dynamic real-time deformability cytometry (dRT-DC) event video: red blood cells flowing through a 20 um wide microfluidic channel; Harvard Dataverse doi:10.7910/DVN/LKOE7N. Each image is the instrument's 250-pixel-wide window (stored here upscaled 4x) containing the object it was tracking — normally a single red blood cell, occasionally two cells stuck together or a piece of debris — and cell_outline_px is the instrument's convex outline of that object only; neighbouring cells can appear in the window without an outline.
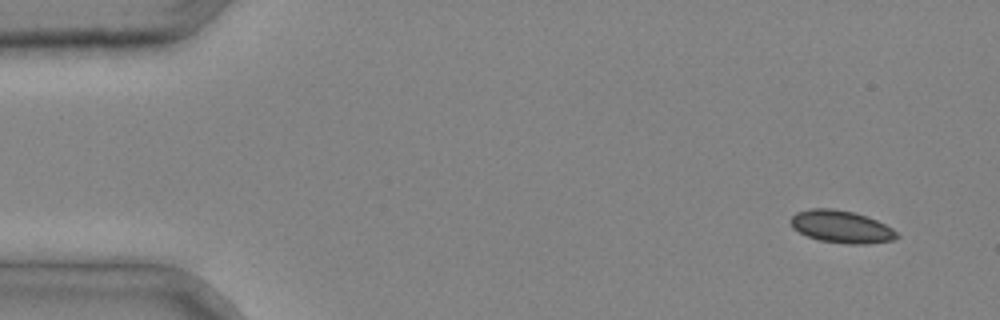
{"species": "common noctule bat (a hibernating species)", "species_latin": "Nyctalus noctula", "temperature_condition": "cold", "stored_images_in_passage": 4, "camera_frame_rate_fps": 3000, "um_per_image_px": 0.085, "animal": {"sex": "male", "body_mass_g": 20.4}, "frame": {"image": 1, "passage_image": 1, "time_ms": 0.0, "image_size_px": [1000, 320], "cell_outline_px": [[900, 236], [892, 240], [864, 244], [848, 244], [820, 240], [808, 236], [792, 228], [788, 220], [796, 212], [812, 208], [832, 208], [856, 212], [876, 220], [892, 228]], "centroid_in_image_um": [71.48, 19.26], "position_along_channel_um": 13.5, "area_um2": 20.06}}
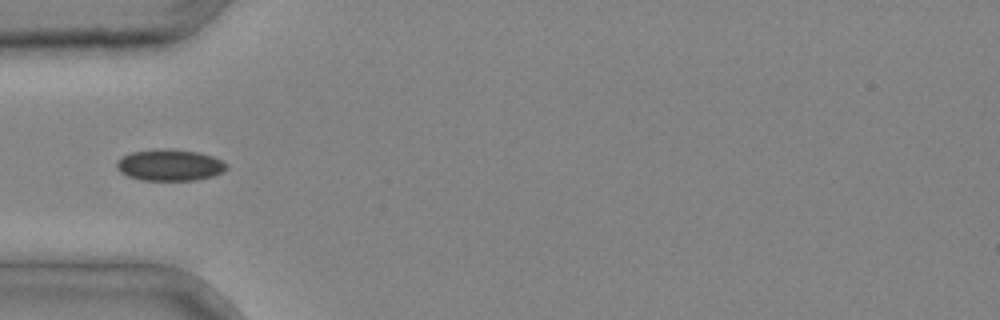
{"frame": {"image": 2, "passage_image": 4, "time_ms": 1.0, "image_size_px": [1000, 320], "cell_outline_px": [[228, 168], [224, 172], [212, 176], [196, 180], [140, 180], [128, 176], [120, 172], [116, 168], [116, 160], [120, 156], [132, 152], [156, 148], [164, 148], [200, 152], [212, 156], [228, 164]], "centroid_in_image_um": [14.41, 14.02], "position_along_channel_um": 70.6, "area_um2": 20.46}}